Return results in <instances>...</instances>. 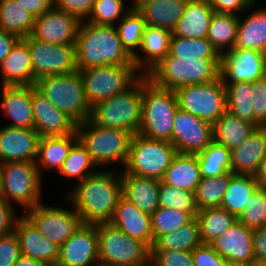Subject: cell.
Masks as SVG:
<instances>
[{
  "mask_svg": "<svg viewBox=\"0 0 266 266\" xmlns=\"http://www.w3.org/2000/svg\"><path fill=\"white\" fill-rule=\"evenodd\" d=\"M110 223L129 237L145 243L150 249L154 245L150 215L139 210L123 196L117 203Z\"/></svg>",
  "mask_w": 266,
  "mask_h": 266,
  "instance_id": "603a6c76",
  "label": "cell"
},
{
  "mask_svg": "<svg viewBox=\"0 0 266 266\" xmlns=\"http://www.w3.org/2000/svg\"><path fill=\"white\" fill-rule=\"evenodd\" d=\"M142 100L138 134L172 143L174 117L178 109L175 91L159 87L148 79L143 85Z\"/></svg>",
  "mask_w": 266,
  "mask_h": 266,
  "instance_id": "5b68a950",
  "label": "cell"
},
{
  "mask_svg": "<svg viewBox=\"0 0 266 266\" xmlns=\"http://www.w3.org/2000/svg\"><path fill=\"white\" fill-rule=\"evenodd\" d=\"M159 206L185 211L193 217H197L198 214L194 193L175 188L162 181L159 185Z\"/></svg>",
  "mask_w": 266,
  "mask_h": 266,
  "instance_id": "7dc6e473",
  "label": "cell"
},
{
  "mask_svg": "<svg viewBox=\"0 0 266 266\" xmlns=\"http://www.w3.org/2000/svg\"><path fill=\"white\" fill-rule=\"evenodd\" d=\"M33 128L40 137L73 135L77 124L32 86Z\"/></svg>",
  "mask_w": 266,
  "mask_h": 266,
  "instance_id": "ffe728a7",
  "label": "cell"
},
{
  "mask_svg": "<svg viewBox=\"0 0 266 266\" xmlns=\"http://www.w3.org/2000/svg\"><path fill=\"white\" fill-rule=\"evenodd\" d=\"M262 128L265 130V132H266V123H264L263 125H262Z\"/></svg>",
  "mask_w": 266,
  "mask_h": 266,
  "instance_id": "2644e50d",
  "label": "cell"
},
{
  "mask_svg": "<svg viewBox=\"0 0 266 266\" xmlns=\"http://www.w3.org/2000/svg\"><path fill=\"white\" fill-rule=\"evenodd\" d=\"M209 5L216 13H226L240 15L242 12H248L251 10L253 3L251 0H208ZM238 13V14H237Z\"/></svg>",
  "mask_w": 266,
  "mask_h": 266,
  "instance_id": "9f6ffc18",
  "label": "cell"
},
{
  "mask_svg": "<svg viewBox=\"0 0 266 266\" xmlns=\"http://www.w3.org/2000/svg\"><path fill=\"white\" fill-rule=\"evenodd\" d=\"M263 7L252 11L244 20L239 16L234 48L253 49L266 54V7Z\"/></svg>",
  "mask_w": 266,
  "mask_h": 266,
  "instance_id": "1f68e13d",
  "label": "cell"
},
{
  "mask_svg": "<svg viewBox=\"0 0 266 266\" xmlns=\"http://www.w3.org/2000/svg\"><path fill=\"white\" fill-rule=\"evenodd\" d=\"M45 265L46 264L41 261L34 260L31 257L24 255H21L14 264V266H45Z\"/></svg>",
  "mask_w": 266,
  "mask_h": 266,
  "instance_id": "be15d7a7",
  "label": "cell"
},
{
  "mask_svg": "<svg viewBox=\"0 0 266 266\" xmlns=\"http://www.w3.org/2000/svg\"><path fill=\"white\" fill-rule=\"evenodd\" d=\"M201 244L200 224L197 217H194L175 231L160 236L154 242L151 250L193 251Z\"/></svg>",
  "mask_w": 266,
  "mask_h": 266,
  "instance_id": "74e56055",
  "label": "cell"
},
{
  "mask_svg": "<svg viewBox=\"0 0 266 266\" xmlns=\"http://www.w3.org/2000/svg\"><path fill=\"white\" fill-rule=\"evenodd\" d=\"M96 0H53V7L86 21L92 12Z\"/></svg>",
  "mask_w": 266,
  "mask_h": 266,
  "instance_id": "816d5d0a",
  "label": "cell"
},
{
  "mask_svg": "<svg viewBox=\"0 0 266 266\" xmlns=\"http://www.w3.org/2000/svg\"><path fill=\"white\" fill-rule=\"evenodd\" d=\"M252 236L253 230L237 221L210 245L227 262L255 264Z\"/></svg>",
  "mask_w": 266,
  "mask_h": 266,
  "instance_id": "44dd1931",
  "label": "cell"
},
{
  "mask_svg": "<svg viewBox=\"0 0 266 266\" xmlns=\"http://www.w3.org/2000/svg\"><path fill=\"white\" fill-rule=\"evenodd\" d=\"M221 59H188L166 56L146 75L157 86L176 90L219 78Z\"/></svg>",
  "mask_w": 266,
  "mask_h": 266,
  "instance_id": "277c9868",
  "label": "cell"
},
{
  "mask_svg": "<svg viewBox=\"0 0 266 266\" xmlns=\"http://www.w3.org/2000/svg\"><path fill=\"white\" fill-rule=\"evenodd\" d=\"M45 266H63L59 263H50V264H46Z\"/></svg>",
  "mask_w": 266,
  "mask_h": 266,
  "instance_id": "89a4df30",
  "label": "cell"
},
{
  "mask_svg": "<svg viewBox=\"0 0 266 266\" xmlns=\"http://www.w3.org/2000/svg\"><path fill=\"white\" fill-rule=\"evenodd\" d=\"M167 56L188 59H221V55L207 38H184L174 34L171 37Z\"/></svg>",
  "mask_w": 266,
  "mask_h": 266,
  "instance_id": "ab89813d",
  "label": "cell"
},
{
  "mask_svg": "<svg viewBox=\"0 0 266 266\" xmlns=\"http://www.w3.org/2000/svg\"><path fill=\"white\" fill-rule=\"evenodd\" d=\"M20 256V244L15 232L0 237V266H14Z\"/></svg>",
  "mask_w": 266,
  "mask_h": 266,
  "instance_id": "db71d44e",
  "label": "cell"
},
{
  "mask_svg": "<svg viewBox=\"0 0 266 266\" xmlns=\"http://www.w3.org/2000/svg\"><path fill=\"white\" fill-rule=\"evenodd\" d=\"M1 86H33L35 79L31 66L28 36L20 38L10 54L0 64Z\"/></svg>",
  "mask_w": 266,
  "mask_h": 266,
  "instance_id": "cb8c5ba5",
  "label": "cell"
},
{
  "mask_svg": "<svg viewBox=\"0 0 266 266\" xmlns=\"http://www.w3.org/2000/svg\"><path fill=\"white\" fill-rule=\"evenodd\" d=\"M266 54L253 49L233 48L221 55L219 77L225 88L239 82L262 79Z\"/></svg>",
  "mask_w": 266,
  "mask_h": 266,
  "instance_id": "9a60e30c",
  "label": "cell"
},
{
  "mask_svg": "<svg viewBox=\"0 0 266 266\" xmlns=\"http://www.w3.org/2000/svg\"><path fill=\"white\" fill-rule=\"evenodd\" d=\"M100 266H149L151 249L107 223L96 224Z\"/></svg>",
  "mask_w": 266,
  "mask_h": 266,
  "instance_id": "ba28073f",
  "label": "cell"
},
{
  "mask_svg": "<svg viewBox=\"0 0 266 266\" xmlns=\"http://www.w3.org/2000/svg\"><path fill=\"white\" fill-rule=\"evenodd\" d=\"M259 188H266V155L260 163L257 174L255 175Z\"/></svg>",
  "mask_w": 266,
  "mask_h": 266,
  "instance_id": "6125c7cd",
  "label": "cell"
},
{
  "mask_svg": "<svg viewBox=\"0 0 266 266\" xmlns=\"http://www.w3.org/2000/svg\"><path fill=\"white\" fill-rule=\"evenodd\" d=\"M78 71L91 107L125 91L142 75L135 65H107Z\"/></svg>",
  "mask_w": 266,
  "mask_h": 266,
  "instance_id": "8fae6325",
  "label": "cell"
},
{
  "mask_svg": "<svg viewBox=\"0 0 266 266\" xmlns=\"http://www.w3.org/2000/svg\"><path fill=\"white\" fill-rule=\"evenodd\" d=\"M194 217L185 211L159 207L150 215L151 230L154 242L162 235L171 233L182 225L190 222Z\"/></svg>",
  "mask_w": 266,
  "mask_h": 266,
  "instance_id": "bcb514c9",
  "label": "cell"
},
{
  "mask_svg": "<svg viewBox=\"0 0 266 266\" xmlns=\"http://www.w3.org/2000/svg\"><path fill=\"white\" fill-rule=\"evenodd\" d=\"M81 21L52 7L35 18L31 36L34 39L61 45H75Z\"/></svg>",
  "mask_w": 266,
  "mask_h": 266,
  "instance_id": "ac0fdd59",
  "label": "cell"
},
{
  "mask_svg": "<svg viewBox=\"0 0 266 266\" xmlns=\"http://www.w3.org/2000/svg\"><path fill=\"white\" fill-rule=\"evenodd\" d=\"M262 79H263V80L265 81V83H266V65H265V68H264V72H263Z\"/></svg>",
  "mask_w": 266,
  "mask_h": 266,
  "instance_id": "a7ac6f4b",
  "label": "cell"
},
{
  "mask_svg": "<svg viewBox=\"0 0 266 266\" xmlns=\"http://www.w3.org/2000/svg\"><path fill=\"white\" fill-rule=\"evenodd\" d=\"M238 21L239 16L235 14L213 13L206 38L212 43L220 55L225 50L229 51L234 48Z\"/></svg>",
  "mask_w": 266,
  "mask_h": 266,
  "instance_id": "d590c367",
  "label": "cell"
},
{
  "mask_svg": "<svg viewBox=\"0 0 266 266\" xmlns=\"http://www.w3.org/2000/svg\"><path fill=\"white\" fill-rule=\"evenodd\" d=\"M175 94L180 110L212 125L227 111L226 88L220 77L209 83L180 87Z\"/></svg>",
  "mask_w": 266,
  "mask_h": 266,
  "instance_id": "7c38bea8",
  "label": "cell"
},
{
  "mask_svg": "<svg viewBox=\"0 0 266 266\" xmlns=\"http://www.w3.org/2000/svg\"><path fill=\"white\" fill-rule=\"evenodd\" d=\"M40 232L59 247L83 224L73 208L48 206L39 203L23 214Z\"/></svg>",
  "mask_w": 266,
  "mask_h": 266,
  "instance_id": "4fadbf2b",
  "label": "cell"
},
{
  "mask_svg": "<svg viewBox=\"0 0 266 266\" xmlns=\"http://www.w3.org/2000/svg\"><path fill=\"white\" fill-rule=\"evenodd\" d=\"M218 177L201 178L195 189L194 197L198 210L220 207L225 191L230 183V174Z\"/></svg>",
  "mask_w": 266,
  "mask_h": 266,
  "instance_id": "60d3db41",
  "label": "cell"
},
{
  "mask_svg": "<svg viewBox=\"0 0 266 266\" xmlns=\"http://www.w3.org/2000/svg\"><path fill=\"white\" fill-rule=\"evenodd\" d=\"M76 134L97 168L113 162H120L125 166L133 136L130 132L104 128L88 119L77 125Z\"/></svg>",
  "mask_w": 266,
  "mask_h": 266,
  "instance_id": "52a82bcc",
  "label": "cell"
},
{
  "mask_svg": "<svg viewBox=\"0 0 266 266\" xmlns=\"http://www.w3.org/2000/svg\"><path fill=\"white\" fill-rule=\"evenodd\" d=\"M26 8L32 16L39 17L53 7V0H15Z\"/></svg>",
  "mask_w": 266,
  "mask_h": 266,
  "instance_id": "91938a15",
  "label": "cell"
},
{
  "mask_svg": "<svg viewBox=\"0 0 266 266\" xmlns=\"http://www.w3.org/2000/svg\"><path fill=\"white\" fill-rule=\"evenodd\" d=\"M2 166H3V163L0 162V187H1V179H2Z\"/></svg>",
  "mask_w": 266,
  "mask_h": 266,
  "instance_id": "003e7915",
  "label": "cell"
},
{
  "mask_svg": "<svg viewBox=\"0 0 266 266\" xmlns=\"http://www.w3.org/2000/svg\"><path fill=\"white\" fill-rule=\"evenodd\" d=\"M35 17L15 0H0V29L26 38L31 35Z\"/></svg>",
  "mask_w": 266,
  "mask_h": 266,
  "instance_id": "8d00e7d4",
  "label": "cell"
},
{
  "mask_svg": "<svg viewBox=\"0 0 266 266\" xmlns=\"http://www.w3.org/2000/svg\"><path fill=\"white\" fill-rule=\"evenodd\" d=\"M78 140L77 134L41 137L38 143V155L36 159L37 169L42 177V168L61 169L63 162L68 156L72 145ZM43 166V167H42Z\"/></svg>",
  "mask_w": 266,
  "mask_h": 266,
  "instance_id": "836d02e7",
  "label": "cell"
},
{
  "mask_svg": "<svg viewBox=\"0 0 266 266\" xmlns=\"http://www.w3.org/2000/svg\"><path fill=\"white\" fill-rule=\"evenodd\" d=\"M194 266H226L227 261L222 258L210 244H201L192 251Z\"/></svg>",
  "mask_w": 266,
  "mask_h": 266,
  "instance_id": "11a10c76",
  "label": "cell"
},
{
  "mask_svg": "<svg viewBox=\"0 0 266 266\" xmlns=\"http://www.w3.org/2000/svg\"><path fill=\"white\" fill-rule=\"evenodd\" d=\"M256 128L255 124L241 120L226 111L213 124V142L223 145L231 151L248 139Z\"/></svg>",
  "mask_w": 266,
  "mask_h": 266,
  "instance_id": "d6a6232c",
  "label": "cell"
},
{
  "mask_svg": "<svg viewBox=\"0 0 266 266\" xmlns=\"http://www.w3.org/2000/svg\"><path fill=\"white\" fill-rule=\"evenodd\" d=\"M150 266H194L192 251L151 250Z\"/></svg>",
  "mask_w": 266,
  "mask_h": 266,
  "instance_id": "f907efd6",
  "label": "cell"
},
{
  "mask_svg": "<svg viewBox=\"0 0 266 266\" xmlns=\"http://www.w3.org/2000/svg\"><path fill=\"white\" fill-rule=\"evenodd\" d=\"M227 111L254 124L251 82H239L226 88Z\"/></svg>",
  "mask_w": 266,
  "mask_h": 266,
  "instance_id": "ee69618b",
  "label": "cell"
},
{
  "mask_svg": "<svg viewBox=\"0 0 266 266\" xmlns=\"http://www.w3.org/2000/svg\"><path fill=\"white\" fill-rule=\"evenodd\" d=\"M201 180L197 154L177 153L166 169L162 182L191 193Z\"/></svg>",
  "mask_w": 266,
  "mask_h": 266,
  "instance_id": "4dcf8cb0",
  "label": "cell"
},
{
  "mask_svg": "<svg viewBox=\"0 0 266 266\" xmlns=\"http://www.w3.org/2000/svg\"><path fill=\"white\" fill-rule=\"evenodd\" d=\"M213 142V125L191 113L176 111L172 144L177 153L198 154Z\"/></svg>",
  "mask_w": 266,
  "mask_h": 266,
  "instance_id": "2e32d148",
  "label": "cell"
},
{
  "mask_svg": "<svg viewBox=\"0 0 266 266\" xmlns=\"http://www.w3.org/2000/svg\"><path fill=\"white\" fill-rule=\"evenodd\" d=\"M34 86L77 125L89 119L91 106L86 100L84 83L78 70L70 74L43 77Z\"/></svg>",
  "mask_w": 266,
  "mask_h": 266,
  "instance_id": "8992f818",
  "label": "cell"
},
{
  "mask_svg": "<svg viewBox=\"0 0 266 266\" xmlns=\"http://www.w3.org/2000/svg\"><path fill=\"white\" fill-rule=\"evenodd\" d=\"M197 156L201 178L218 177L231 172L230 150L223 145L212 142Z\"/></svg>",
  "mask_w": 266,
  "mask_h": 266,
  "instance_id": "b9f144b4",
  "label": "cell"
},
{
  "mask_svg": "<svg viewBox=\"0 0 266 266\" xmlns=\"http://www.w3.org/2000/svg\"><path fill=\"white\" fill-rule=\"evenodd\" d=\"M238 221L251 230L266 227V188H258L250 197Z\"/></svg>",
  "mask_w": 266,
  "mask_h": 266,
  "instance_id": "681fc988",
  "label": "cell"
},
{
  "mask_svg": "<svg viewBox=\"0 0 266 266\" xmlns=\"http://www.w3.org/2000/svg\"><path fill=\"white\" fill-rule=\"evenodd\" d=\"M253 254L256 266H266V227L253 230Z\"/></svg>",
  "mask_w": 266,
  "mask_h": 266,
  "instance_id": "680465c9",
  "label": "cell"
},
{
  "mask_svg": "<svg viewBox=\"0 0 266 266\" xmlns=\"http://www.w3.org/2000/svg\"><path fill=\"white\" fill-rule=\"evenodd\" d=\"M145 20L142 15L132 8L118 22L117 31L123 47L133 57L138 48H140L143 31L145 28Z\"/></svg>",
  "mask_w": 266,
  "mask_h": 266,
  "instance_id": "f6af8a7d",
  "label": "cell"
},
{
  "mask_svg": "<svg viewBox=\"0 0 266 266\" xmlns=\"http://www.w3.org/2000/svg\"><path fill=\"white\" fill-rule=\"evenodd\" d=\"M110 170H98L76 183L67 194V200L72 203L83 224L96 225L111 221L122 196V180L118 172Z\"/></svg>",
  "mask_w": 266,
  "mask_h": 266,
  "instance_id": "6da1fadb",
  "label": "cell"
},
{
  "mask_svg": "<svg viewBox=\"0 0 266 266\" xmlns=\"http://www.w3.org/2000/svg\"><path fill=\"white\" fill-rule=\"evenodd\" d=\"M226 266H256L255 264H240V263H230L227 262Z\"/></svg>",
  "mask_w": 266,
  "mask_h": 266,
  "instance_id": "e7e4bbea",
  "label": "cell"
},
{
  "mask_svg": "<svg viewBox=\"0 0 266 266\" xmlns=\"http://www.w3.org/2000/svg\"><path fill=\"white\" fill-rule=\"evenodd\" d=\"M231 172L238 175L255 176L266 155V132L257 127L241 145L230 151Z\"/></svg>",
  "mask_w": 266,
  "mask_h": 266,
  "instance_id": "4316f807",
  "label": "cell"
},
{
  "mask_svg": "<svg viewBox=\"0 0 266 266\" xmlns=\"http://www.w3.org/2000/svg\"><path fill=\"white\" fill-rule=\"evenodd\" d=\"M31 66L35 81L52 75L75 72V45L47 43L28 36Z\"/></svg>",
  "mask_w": 266,
  "mask_h": 266,
  "instance_id": "5bb4252c",
  "label": "cell"
},
{
  "mask_svg": "<svg viewBox=\"0 0 266 266\" xmlns=\"http://www.w3.org/2000/svg\"><path fill=\"white\" fill-rule=\"evenodd\" d=\"M148 79L147 75H141L125 91L93 105L89 120L104 128L138 134L142 116L143 85Z\"/></svg>",
  "mask_w": 266,
  "mask_h": 266,
  "instance_id": "3957f363",
  "label": "cell"
},
{
  "mask_svg": "<svg viewBox=\"0 0 266 266\" xmlns=\"http://www.w3.org/2000/svg\"><path fill=\"white\" fill-rule=\"evenodd\" d=\"M63 266H100L96 225L82 224L60 247Z\"/></svg>",
  "mask_w": 266,
  "mask_h": 266,
  "instance_id": "e0dca14e",
  "label": "cell"
},
{
  "mask_svg": "<svg viewBox=\"0 0 266 266\" xmlns=\"http://www.w3.org/2000/svg\"><path fill=\"white\" fill-rule=\"evenodd\" d=\"M14 232L19 240L21 255L45 264L57 263L59 246L45 239L24 215L18 217Z\"/></svg>",
  "mask_w": 266,
  "mask_h": 266,
  "instance_id": "7402d4cb",
  "label": "cell"
},
{
  "mask_svg": "<svg viewBox=\"0 0 266 266\" xmlns=\"http://www.w3.org/2000/svg\"><path fill=\"white\" fill-rule=\"evenodd\" d=\"M258 188L255 176L231 173L220 207L238 217Z\"/></svg>",
  "mask_w": 266,
  "mask_h": 266,
  "instance_id": "e575fe53",
  "label": "cell"
},
{
  "mask_svg": "<svg viewBox=\"0 0 266 266\" xmlns=\"http://www.w3.org/2000/svg\"><path fill=\"white\" fill-rule=\"evenodd\" d=\"M120 176L122 180V196L139 210L152 215L160 207V180L129 173H120Z\"/></svg>",
  "mask_w": 266,
  "mask_h": 266,
  "instance_id": "83f0119b",
  "label": "cell"
},
{
  "mask_svg": "<svg viewBox=\"0 0 266 266\" xmlns=\"http://www.w3.org/2000/svg\"><path fill=\"white\" fill-rule=\"evenodd\" d=\"M3 115L11 119L7 126L33 128L32 86H1Z\"/></svg>",
  "mask_w": 266,
  "mask_h": 266,
  "instance_id": "484cf974",
  "label": "cell"
},
{
  "mask_svg": "<svg viewBox=\"0 0 266 266\" xmlns=\"http://www.w3.org/2000/svg\"><path fill=\"white\" fill-rule=\"evenodd\" d=\"M145 0H133V5L130 7L132 8H136L140 3H142Z\"/></svg>",
  "mask_w": 266,
  "mask_h": 266,
  "instance_id": "03108f58",
  "label": "cell"
},
{
  "mask_svg": "<svg viewBox=\"0 0 266 266\" xmlns=\"http://www.w3.org/2000/svg\"><path fill=\"white\" fill-rule=\"evenodd\" d=\"M176 154L175 146L169 141L150 139L135 134L130 142L124 171L121 173L161 181Z\"/></svg>",
  "mask_w": 266,
  "mask_h": 266,
  "instance_id": "9c48e42d",
  "label": "cell"
},
{
  "mask_svg": "<svg viewBox=\"0 0 266 266\" xmlns=\"http://www.w3.org/2000/svg\"><path fill=\"white\" fill-rule=\"evenodd\" d=\"M200 238L203 244H210L238 221V217L221 207L198 210Z\"/></svg>",
  "mask_w": 266,
  "mask_h": 266,
  "instance_id": "f35d334b",
  "label": "cell"
},
{
  "mask_svg": "<svg viewBox=\"0 0 266 266\" xmlns=\"http://www.w3.org/2000/svg\"><path fill=\"white\" fill-rule=\"evenodd\" d=\"M188 0H145L135 9L145 24L174 31L185 12Z\"/></svg>",
  "mask_w": 266,
  "mask_h": 266,
  "instance_id": "f1b7e54d",
  "label": "cell"
},
{
  "mask_svg": "<svg viewBox=\"0 0 266 266\" xmlns=\"http://www.w3.org/2000/svg\"><path fill=\"white\" fill-rule=\"evenodd\" d=\"M42 177L36 162H5L2 166L0 197L27 210L41 203ZM15 202V203H14Z\"/></svg>",
  "mask_w": 266,
  "mask_h": 266,
  "instance_id": "30bf717a",
  "label": "cell"
},
{
  "mask_svg": "<svg viewBox=\"0 0 266 266\" xmlns=\"http://www.w3.org/2000/svg\"><path fill=\"white\" fill-rule=\"evenodd\" d=\"M77 70L107 65H134L123 47L115 25L82 21L75 42Z\"/></svg>",
  "mask_w": 266,
  "mask_h": 266,
  "instance_id": "7a4b0ae2",
  "label": "cell"
},
{
  "mask_svg": "<svg viewBox=\"0 0 266 266\" xmlns=\"http://www.w3.org/2000/svg\"><path fill=\"white\" fill-rule=\"evenodd\" d=\"M172 35L170 30L145 26L139 48L145 56L138 52L133 56L134 65L142 75H146L168 55Z\"/></svg>",
  "mask_w": 266,
  "mask_h": 266,
  "instance_id": "d4e9b609",
  "label": "cell"
},
{
  "mask_svg": "<svg viewBox=\"0 0 266 266\" xmlns=\"http://www.w3.org/2000/svg\"><path fill=\"white\" fill-rule=\"evenodd\" d=\"M19 39L17 35L0 29V64L10 54Z\"/></svg>",
  "mask_w": 266,
  "mask_h": 266,
  "instance_id": "94428289",
  "label": "cell"
},
{
  "mask_svg": "<svg viewBox=\"0 0 266 266\" xmlns=\"http://www.w3.org/2000/svg\"><path fill=\"white\" fill-rule=\"evenodd\" d=\"M96 165L90 158L86 148L77 140L71 147L58 174L62 177L76 178L80 182L97 172Z\"/></svg>",
  "mask_w": 266,
  "mask_h": 266,
  "instance_id": "7bdbcfd3",
  "label": "cell"
},
{
  "mask_svg": "<svg viewBox=\"0 0 266 266\" xmlns=\"http://www.w3.org/2000/svg\"><path fill=\"white\" fill-rule=\"evenodd\" d=\"M214 11L208 0H188L173 34L184 38H206Z\"/></svg>",
  "mask_w": 266,
  "mask_h": 266,
  "instance_id": "f546056e",
  "label": "cell"
},
{
  "mask_svg": "<svg viewBox=\"0 0 266 266\" xmlns=\"http://www.w3.org/2000/svg\"><path fill=\"white\" fill-rule=\"evenodd\" d=\"M125 6L128 5L122 0H96L86 21L95 25H114L130 11L131 8Z\"/></svg>",
  "mask_w": 266,
  "mask_h": 266,
  "instance_id": "c3c4849f",
  "label": "cell"
},
{
  "mask_svg": "<svg viewBox=\"0 0 266 266\" xmlns=\"http://www.w3.org/2000/svg\"><path fill=\"white\" fill-rule=\"evenodd\" d=\"M40 138L34 128H0V162H36Z\"/></svg>",
  "mask_w": 266,
  "mask_h": 266,
  "instance_id": "d6986e66",
  "label": "cell"
},
{
  "mask_svg": "<svg viewBox=\"0 0 266 266\" xmlns=\"http://www.w3.org/2000/svg\"><path fill=\"white\" fill-rule=\"evenodd\" d=\"M17 217L14 206L0 197V237L14 232Z\"/></svg>",
  "mask_w": 266,
  "mask_h": 266,
  "instance_id": "6f0895ef",
  "label": "cell"
},
{
  "mask_svg": "<svg viewBox=\"0 0 266 266\" xmlns=\"http://www.w3.org/2000/svg\"><path fill=\"white\" fill-rule=\"evenodd\" d=\"M251 87L254 124L261 127L266 123V83L263 79L255 80L251 83Z\"/></svg>",
  "mask_w": 266,
  "mask_h": 266,
  "instance_id": "f5cc1de1",
  "label": "cell"
}]
</instances>
